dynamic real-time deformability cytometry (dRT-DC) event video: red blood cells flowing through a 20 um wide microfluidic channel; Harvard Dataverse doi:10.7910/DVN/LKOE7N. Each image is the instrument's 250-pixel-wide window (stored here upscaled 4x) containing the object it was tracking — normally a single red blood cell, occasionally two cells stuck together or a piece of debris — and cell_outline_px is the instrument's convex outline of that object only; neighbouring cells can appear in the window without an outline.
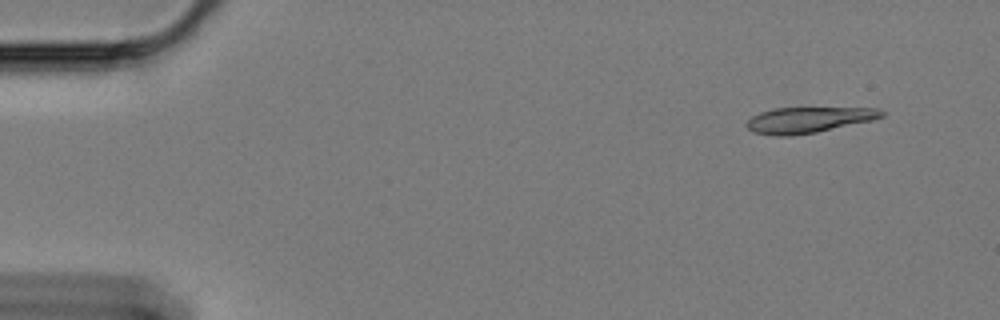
{"species": "Egyptian fruit bat (a non-hibernating species)", "species_latin": "Rousettus aegyptiacus", "temperature_condition": "cold", "stored_images_in_passage": 56, "camera_frame_rate_fps": 3000, "um_per_image_px": 0.085, "animal": {"sex": "female"}, "frame": {"image": 1, "passage_image": 2, "time_ms": 0.333, "image_size_px": [1000, 320], "cell_outline_px": [[884, 116], [872, 120], [816, 132], [788, 136], [776, 136], [752, 132], [744, 124], [752, 116], [760, 112], [776, 108], [876, 108], [884, 112]], "centroid_in_image_um": [68.67, 10.19], "position_along_channel_um": 16.3, "area_um2": 20.11}}
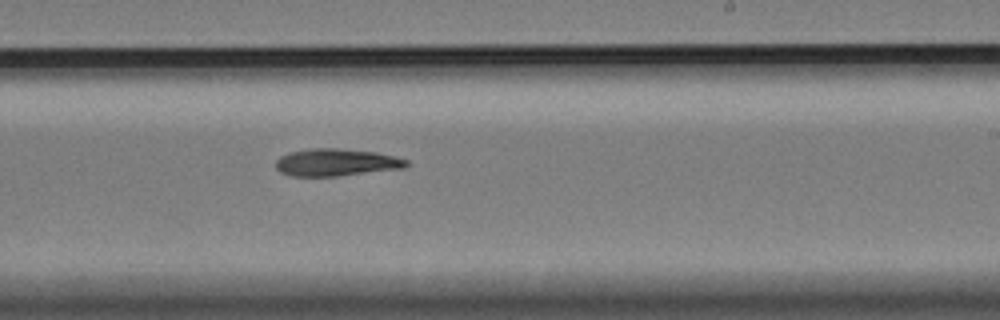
{"frame": {"image": 2, "passage_image": 33, "time_ms": 10.667, "image_size_px": [1000, 320], "cell_outline_px": [[408, 164], [404, 168], [336, 176], [292, 176], [280, 172], [276, 168], [276, 160], [280, 156], [288, 152], [308, 148], [336, 148], [376, 152], [408, 160]], "centroid_in_image_um": [28.53, 13.8], "position_along_channel_um": 260.5, "area_um2": 20.75}}
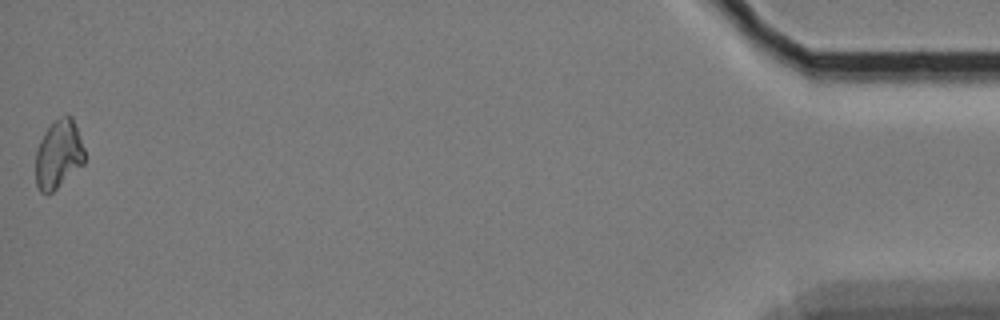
{"frame": {"image": 3, "passage_image": 56, "time_ms": 18.333, "image_size_px": [1000, 320], "cell_outline_px": [[84, 164], [52, 192], [40, 192], [36, 184], [36, 148], [44, 132], [60, 116], [72, 116], [84, 148]], "centroid_in_image_um": [4.97, 13.12], "position_along_channel_um": 430.2, "area_um2": 19.31}}